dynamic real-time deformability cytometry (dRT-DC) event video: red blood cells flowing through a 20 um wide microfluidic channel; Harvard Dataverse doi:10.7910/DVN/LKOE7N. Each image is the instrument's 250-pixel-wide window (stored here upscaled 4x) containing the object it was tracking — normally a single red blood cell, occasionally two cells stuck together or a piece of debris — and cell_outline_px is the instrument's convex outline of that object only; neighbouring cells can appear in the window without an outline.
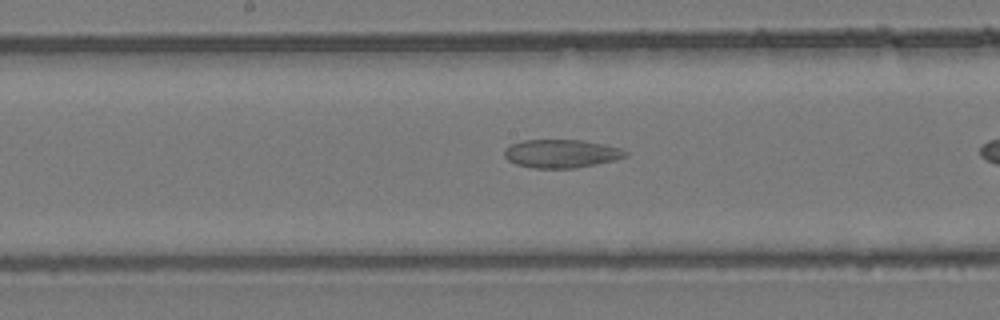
{"species": "common noctule bat (a hibernating species)", "species_latin": "Nyctalus noctula", "temperature_condition": "room temperature", "stored_images_in_passage": 20, "camera_frame_rate_fps": 3000, "um_per_image_px": 0.085, "animal": {"sex": "female", "body_mass_g": 24.6, "forearm_length_mm": 56.2}, "frame": {"image": 1, "passage_image": 12, "time_ms": 3.667, "image_size_px": [1000, 320], "cell_outline_px": [[628, 156], [616, 160], [576, 168], [532, 168], [516, 164], [508, 160], [504, 156], [504, 148], [512, 144], [524, 140], [580, 140], [604, 144], [620, 148], [628, 152]], "centroid_in_image_um": [47.72, 13.06], "position_along_channel_um": 200.5, "area_um2": 20.06}}
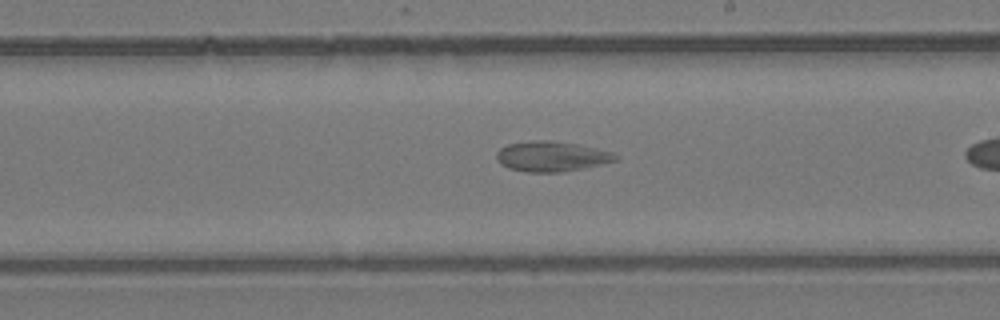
{"frame": {"image": 2, "passage_image": 15, "time_ms": 4.667, "image_size_px": [1000, 320], "cell_outline_px": [[620, 160], [584, 168], [560, 172], [524, 172], [508, 168], [500, 164], [496, 160], [496, 152], [500, 148], [508, 144], [532, 140], [552, 140], [576, 144], [612, 152], [620, 156]], "centroid_in_image_um": [46.87, 13.3], "position_along_channel_um": 242.1, "area_um2": 21.15}}